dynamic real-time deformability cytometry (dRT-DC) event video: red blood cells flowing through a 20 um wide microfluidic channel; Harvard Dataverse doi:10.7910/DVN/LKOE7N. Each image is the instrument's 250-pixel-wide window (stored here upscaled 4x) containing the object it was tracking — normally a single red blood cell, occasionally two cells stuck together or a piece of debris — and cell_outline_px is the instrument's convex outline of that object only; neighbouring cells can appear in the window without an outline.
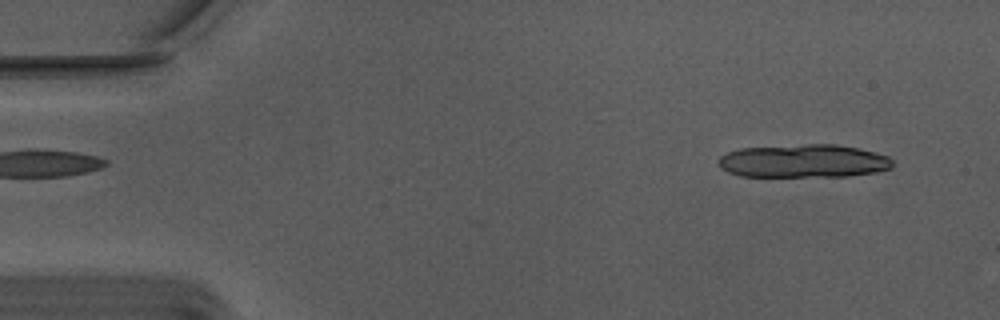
{"species": "Egyptian fruit bat (a non-hibernating species)", "species_latin": "Rousettus aegyptiacus", "temperature_condition": "warm", "stored_images_in_passage": 19, "segment_of_instrument_passage": [1, 2], "camera_frame_rate_fps": 3000, "um_per_image_px": 0.085, "animal": {"sex": "male"}, "frame": {"image": 1, "passage_image": 3, "time_ms": 0.667, "image_size_px": [1000, 320], "cell_outline_px": [[892, 168], [876, 172], [848, 176], [740, 176], [728, 172], [720, 168], [716, 160], [720, 156], [728, 152], [740, 148], [808, 144], [836, 144], [856, 148], [888, 156], [892, 160]], "centroid_in_image_um": [68.26, 13.69], "position_along_channel_um": 16.7, "area_um2": 33.7}}